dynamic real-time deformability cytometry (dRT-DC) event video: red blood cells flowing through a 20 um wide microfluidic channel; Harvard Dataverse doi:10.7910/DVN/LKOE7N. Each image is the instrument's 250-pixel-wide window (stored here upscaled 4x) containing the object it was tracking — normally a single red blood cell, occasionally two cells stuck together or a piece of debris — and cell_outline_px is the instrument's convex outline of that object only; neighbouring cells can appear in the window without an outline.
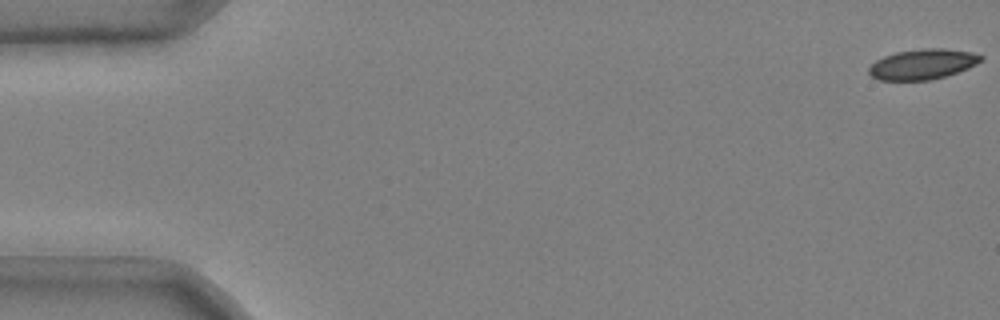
{"species": "common noctule bat (a hibernating species)", "species_latin": "Nyctalus noctula", "temperature_condition": "cold", "stored_images_in_passage": 48, "camera_frame_rate_fps": 3000, "um_per_image_px": 0.085, "animal": {"sex": "male", "body_mass_g": 20.4}, "frame": {"image": 1, "passage_image": 1, "time_ms": 0.0, "image_size_px": [1000, 320], "cell_outline_px": [[984, 60], [968, 68], [944, 76], [928, 80], [880, 80], [872, 76], [868, 72], [868, 68], [876, 60], [884, 56], [896, 52], [920, 48], [944, 48], [972, 52], [984, 56]], "centroid_in_image_um": [78.44, 5.44], "position_along_channel_um": 6.6, "area_um2": 19.77}}
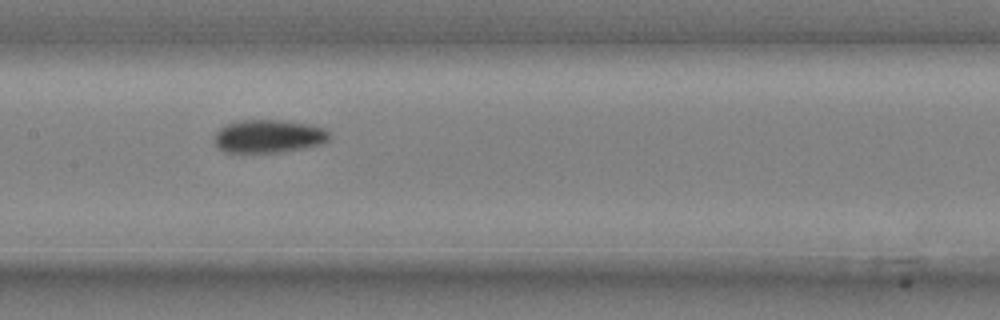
{"frame": {"image": 2, "passage_image": 27, "time_ms": 8.667, "image_size_px": [1000, 320], "cell_outline_px": [[332, 136], [328, 140], [320, 144], [280, 152], [224, 152], [216, 148], [212, 140], [216, 132], [224, 124], [236, 120], [280, 120], [308, 124], [324, 128]], "centroid_in_image_um": [22.75, 11.57], "position_along_channel_um": 184.6, "area_um2": 22.37}}
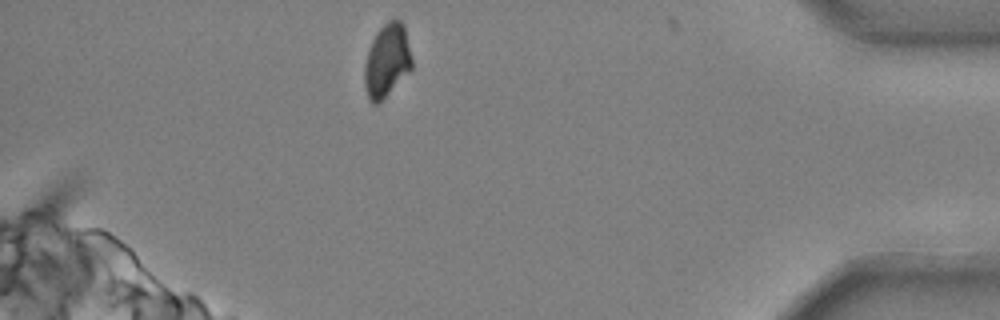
{"frame": {"image": 3, "passage_image": 48, "time_ms": 15.667, "image_size_px": [1000, 320], "cell_outline_px": [[412, 68], [376, 104], [372, 104], [368, 96], [364, 84], [364, 68], [368, 48], [372, 40], [380, 28], [388, 20], [400, 20], [404, 24], [412, 60]], "centroid_in_image_um": [32.88, 5.11], "position_along_channel_um": 402.3, "area_um2": 19.77}, "authors_computed_cell_mechanics": {"area_um2": 21.7328, "velocity_mm_per_s": 3.6777, "shape_relaxation_time_tau1_ms": 6.278, "shape_relaxation_time_tau2_ms": null, "deformation_change_tau1": 0.1202, "deformation_change_tau2": null}}